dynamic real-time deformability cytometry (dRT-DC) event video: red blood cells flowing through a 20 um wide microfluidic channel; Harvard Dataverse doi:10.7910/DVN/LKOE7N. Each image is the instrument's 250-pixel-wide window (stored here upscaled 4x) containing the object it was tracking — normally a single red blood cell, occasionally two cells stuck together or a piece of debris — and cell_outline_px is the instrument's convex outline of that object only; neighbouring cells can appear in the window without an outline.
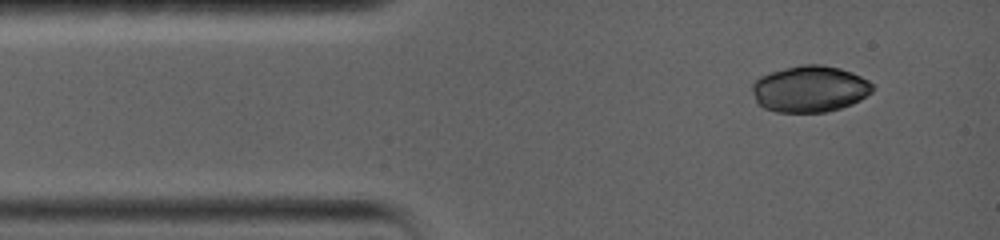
{"species": "common noctule bat (a hibernating species)", "species_latin": "Nyctalus noctula", "temperature_condition": "warm", "stored_images_in_passage": 4, "camera_frame_rate_fps": 5000, "um_per_image_px": 0.085, "animal": {"sex": "female", "body_mass_g": 19.0, "forearm_length_mm": 56.7}, "frame": {"image": 1, "passage_image": 2, "time_ms": 1.0, "image_size_px": [1000, 240], "cell_outline_px": [[876, 88], [872, 92], [860, 100], [852, 104], [828, 112], [776, 112], [764, 108], [756, 104], [752, 92], [752, 84], [760, 76], [784, 68], [804, 64], [824, 64], [840, 68], [852, 72], [868, 80]], "centroid_in_image_um": [68.83, 7.56], "position_along_channel_um": 16.2, "area_um2": 32.89}}